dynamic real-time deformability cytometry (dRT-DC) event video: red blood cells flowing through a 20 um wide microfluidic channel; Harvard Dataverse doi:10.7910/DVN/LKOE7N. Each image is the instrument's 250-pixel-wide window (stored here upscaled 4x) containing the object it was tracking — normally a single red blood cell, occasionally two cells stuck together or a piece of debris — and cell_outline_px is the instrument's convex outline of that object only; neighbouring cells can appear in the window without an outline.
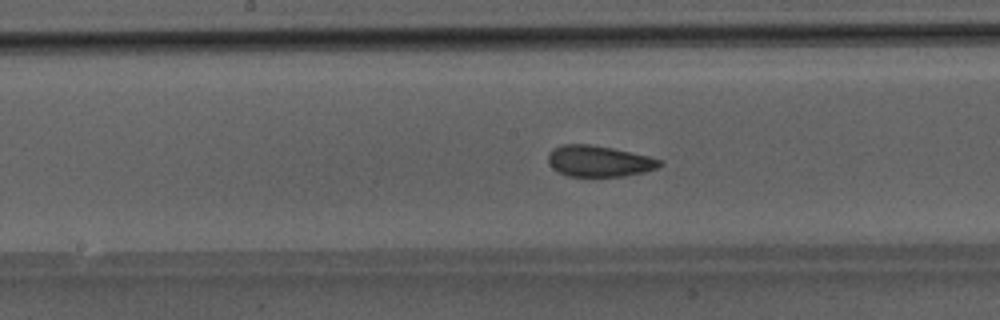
{"species": "Egyptian fruit bat (a non-hibernating species)", "species_latin": "Rousettus aegyptiacus", "temperature_condition": "room temperature", "stored_images_in_passage": 48, "camera_frame_rate_fps": 3000, "um_per_image_px": 0.085, "animal": {"sex": "male"}, "frame": {"image": 1, "passage_image": 25, "time_ms": 8.0, "image_size_px": [1000, 320], "cell_outline_px": [[664, 164], [656, 168], [644, 172], [624, 176], [568, 176], [552, 168], [548, 164], [548, 152], [552, 148], [560, 144], [592, 144], [612, 148], [648, 156], [664, 160]], "centroid_in_image_um": [50.9, 13.68], "position_along_channel_um": 197.3, "area_um2": 20.4}}
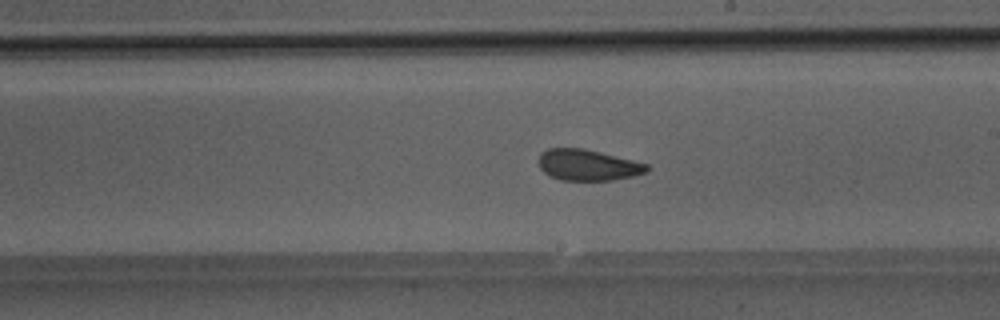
{"frame": {"image": 2, "passage_image": 28, "time_ms": 9.0, "image_size_px": [1000, 320], "cell_outline_px": [[652, 168], [648, 172], [632, 176], [612, 180], [560, 180], [544, 172], [540, 168], [540, 152], [548, 148], [580, 148], [600, 152], [648, 164]], "centroid_in_image_um": [49.99, 14.03], "position_along_channel_um": 239.0, "area_um2": 19.48}}
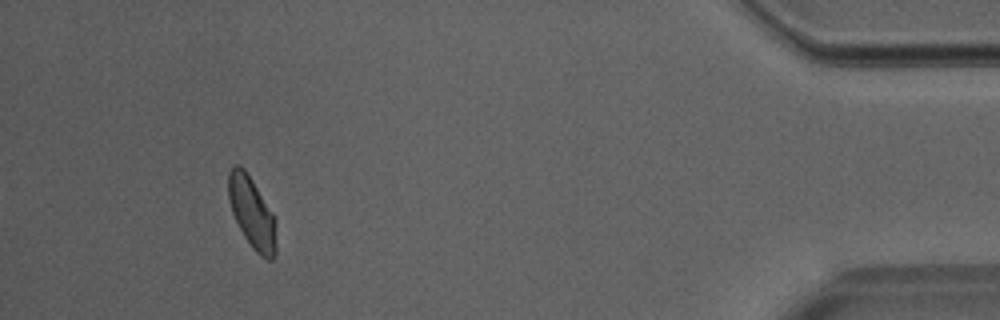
{"frame": {"image": 3, "passage_image": 45, "time_ms": 14.667, "image_size_px": [1000, 320], "cell_outline_px": [[276, 252], [272, 260], [268, 260], [260, 256], [252, 248], [244, 236], [232, 212], [228, 196], [228, 172], [236, 164], [240, 164], [244, 168], [252, 180], [272, 212], [276, 220]], "centroid_in_image_um": [21.42, 18.1], "position_along_channel_um": 413.8, "area_um2": 19.83}}